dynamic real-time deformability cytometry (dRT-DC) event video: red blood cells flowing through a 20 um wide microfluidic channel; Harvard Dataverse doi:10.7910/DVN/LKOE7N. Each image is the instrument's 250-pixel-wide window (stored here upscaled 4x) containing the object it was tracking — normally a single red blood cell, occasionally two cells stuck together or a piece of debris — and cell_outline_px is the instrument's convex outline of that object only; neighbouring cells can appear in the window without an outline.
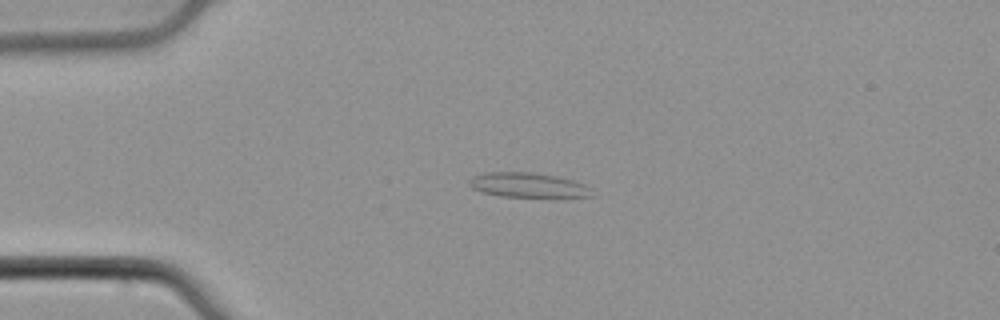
{"species": "common noctule bat (a hibernating species)", "species_latin": "Nyctalus noctula", "temperature_condition": "cold", "stored_images_in_passage": 54, "camera_frame_rate_fps": 3000, "um_per_image_px": 0.085, "animal": {"sex": "male", "body_mass_g": 21.5, "forearm_length_mm": 52.0}, "frame": {"image": 1, "passage_image": 14, "time_ms": 4.333, "image_size_px": [1000, 320], "cell_outline_px": [[596, 196], [500, 196], [480, 192], [472, 188], [468, 184], [468, 180], [472, 176], [484, 172], [532, 172], [556, 176], [572, 180], [584, 184]], "centroid_in_image_um": [44.79, 15.71], "position_along_channel_um": 40.2, "area_um2": 17.46}}
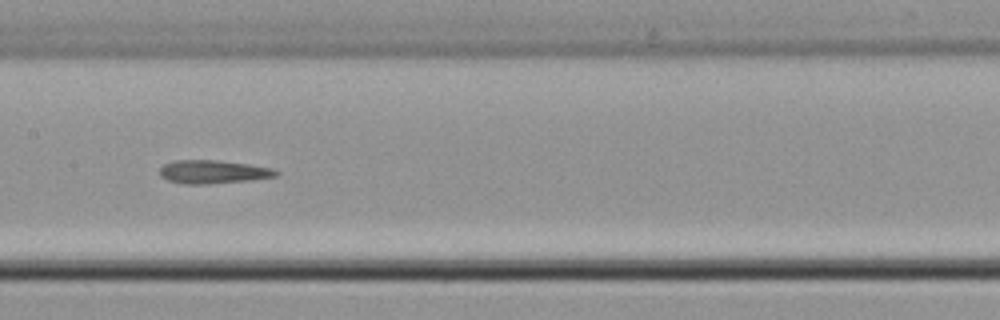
{"frame": {"image": 2, "passage_image": 28, "time_ms": 9.0, "image_size_px": [1000, 320], "cell_outline_px": [[280, 172], [276, 176], [252, 180], [204, 184], [188, 184], [168, 180], [160, 176], [160, 168], [164, 164], [172, 160], [216, 160], [248, 164], [272, 168]], "centroid_in_image_um": [18.11, 14.6], "position_along_channel_um": 189.3, "area_um2": 15.78}}
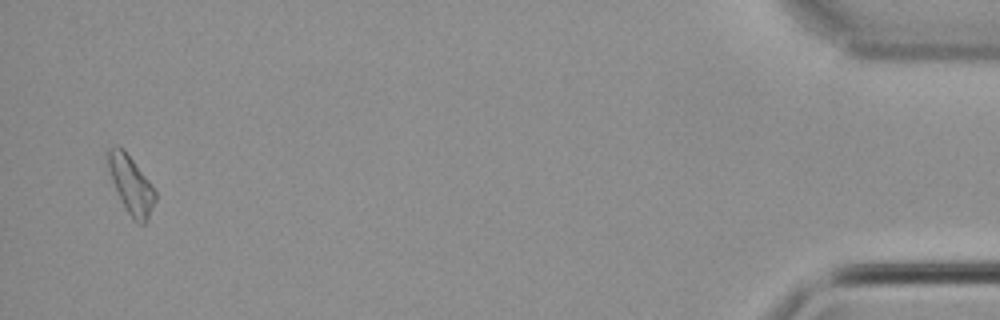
{"frame": {"image": 3, "passage_image": 53, "time_ms": 17.333, "image_size_px": [1000, 320], "cell_outline_px": [[156, 200], [148, 220], [144, 224], [140, 224], [128, 212], [116, 188], [108, 168], [108, 148], [116, 144], [124, 148], [156, 188]], "centroid_in_image_um": [11.19, 15.65], "position_along_channel_um": 424.0, "area_um2": 15.84}, "authors_computed_cell_mechanics": {"area_um2": 15.8083, "velocity_mm_per_s": 3.8665, "shape_relaxation_time_tau1_ms": null, "shape_relaxation_time_tau2_ms": 8.575, "deformation_change_tau1": null, "deformation_change_tau2": 0.1926}}